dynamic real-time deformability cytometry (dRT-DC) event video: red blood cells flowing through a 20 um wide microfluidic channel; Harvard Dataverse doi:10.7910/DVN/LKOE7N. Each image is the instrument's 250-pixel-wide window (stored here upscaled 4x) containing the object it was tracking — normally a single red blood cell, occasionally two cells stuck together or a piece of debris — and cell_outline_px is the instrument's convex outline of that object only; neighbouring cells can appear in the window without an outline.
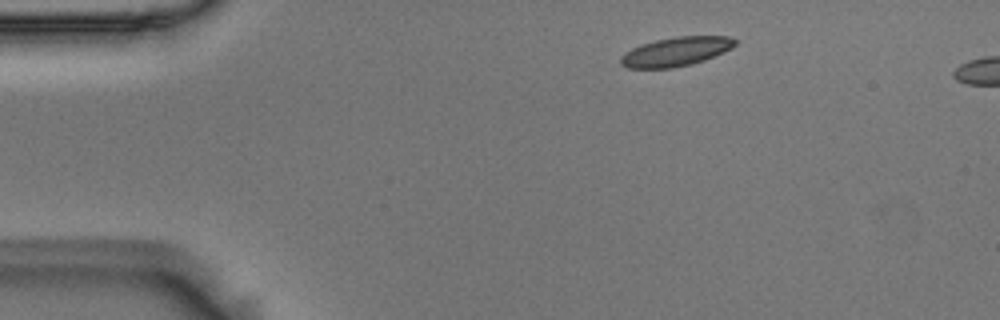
{"species": "Egyptian fruit bat (a non-hibernating species)", "species_latin": "Rousettus aegyptiacus", "temperature_condition": "room temperature", "stored_images_in_passage": 45, "camera_frame_rate_fps": 3000, "um_per_image_px": 0.085, "animal": {"sex": "male"}, "frame": {"image": 1, "passage_image": 1, "time_ms": 0.0, "image_size_px": [1000, 320], "cell_outline_px": [[736, 44], [732, 48], [704, 60], [692, 64], [672, 68], [628, 68], [620, 64], [620, 56], [624, 52], [640, 44], [656, 40], [676, 36], [728, 36], [736, 40]], "centroid_in_image_um": [57.42, 4.38], "position_along_channel_um": 27.6, "area_um2": 19.42}}
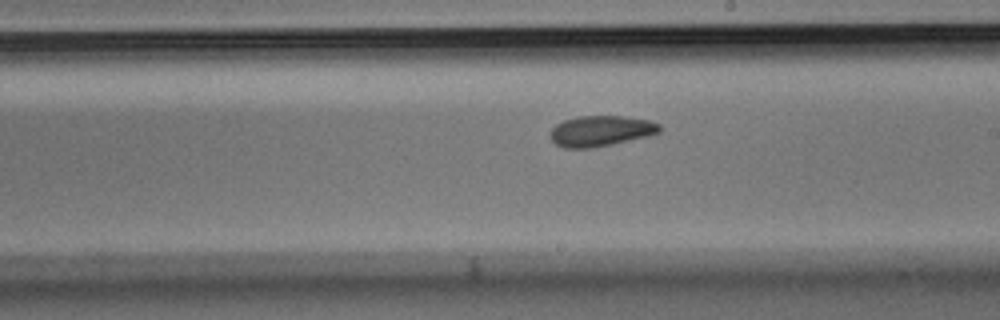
{"frame": {"image": 2, "passage_image": 23, "time_ms": 7.333, "image_size_px": [1000, 320], "cell_outline_px": [[660, 132], [648, 136], [612, 144], [592, 148], [564, 148], [556, 144], [548, 136], [552, 128], [556, 124], [564, 120], [580, 116], [624, 116], [652, 120], [660, 124]], "centroid_in_image_um": [51.07, 11.13], "position_along_channel_um": 237.9, "area_um2": 19.65}}
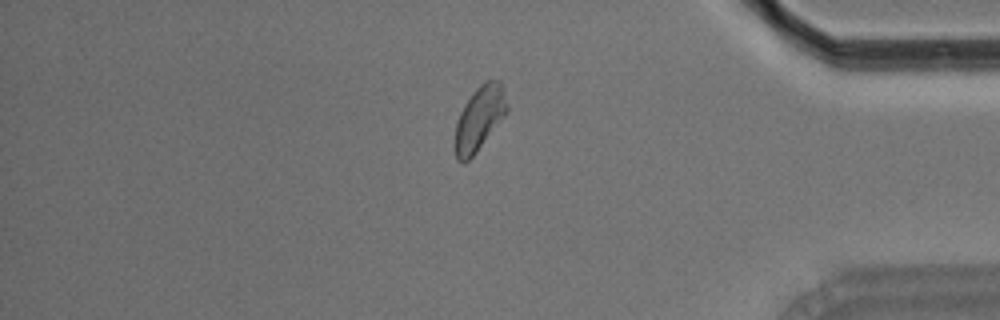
{"frame": {"image": 3, "passage_image": 38, "time_ms": 12.333, "image_size_px": [1000, 320], "cell_outline_px": [[508, 112], [476, 152], [468, 160], [456, 160], [456, 124], [460, 112], [464, 104], [472, 92], [484, 80], [500, 80], [504, 88], [508, 104]], "centroid_in_image_um": [40.79, 9.99], "position_along_channel_um": 394.4, "area_um2": 19.31}}